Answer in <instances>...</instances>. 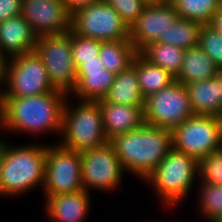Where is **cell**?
I'll use <instances>...</instances> for the list:
<instances>
[{"instance_id": "1", "label": "cell", "mask_w": 222, "mask_h": 222, "mask_svg": "<svg viewBox=\"0 0 222 222\" xmlns=\"http://www.w3.org/2000/svg\"><path fill=\"white\" fill-rule=\"evenodd\" d=\"M67 96L65 92L53 90L29 97L2 98V128L13 133L60 135Z\"/></svg>"}, {"instance_id": "2", "label": "cell", "mask_w": 222, "mask_h": 222, "mask_svg": "<svg viewBox=\"0 0 222 222\" xmlns=\"http://www.w3.org/2000/svg\"><path fill=\"white\" fill-rule=\"evenodd\" d=\"M109 142L123 169L144 181L172 148V130L144 124Z\"/></svg>"}, {"instance_id": "3", "label": "cell", "mask_w": 222, "mask_h": 222, "mask_svg": "<svg viewBox=\"0 0 222 222\" xmlns=\"http://www.w3.org/2000/svg\"><path fill=\"white\" fill-rule=\"evenodd\" d=\"M45 145L10 146L2 140L0 162V196L26 194L36 186H44Z\"/></svg>"}, {"instance_id": "4", "label": "cell", "mask_w": 222, "mask_h": 222, "mask_svg": "<svg viewBox=\"0 0 222 222\" xmlns=\"http://www.w3.org/2000/svg\"><path fill=\"white\" fill-rule=\"evenodd\" d=\"M66 99L63 108L62 147L83 152L104 145L109 140L104 131L102 112L98 101L80 100L71 107ZM74 108V109H73Z\"/></svg>"}, {"instance_id": "5", "label": "cell", "mask_w": 222, "mask_h": 222, "mask_svg": "<svg viewBox=\"0 0 222 222\" xmlns=\"http://www.w3.org/2000/svg\"><path fill=\"white\" fill-rule=\"evenodd\" d=\"M195 175H198V160L172 147L144 182L155 189L165 206L174 208L192 189Z\"/></svg>"}, {"instance_id": "6", "label": "cell", "mask_w": 222, "mask_h": 222, "mask_svg": "<svg viewBox=\"0 0 222 222\" xmlns=\"http://www.w3.org/2000/svg\"><path fill=\"white\" fill-rule=\"evenodd\" d=\"M70 30L99 41L129 40L130 27L104 0L71 13Z\"/></svg>"}, {"instance_id": "7", "label": "cell", "mask_w": 222, "mask_h": 222, "mask_svg": "<svg viewBox=\"0 0 222 222\" xmlns=\"http://www.w3.org/2000/svg\"><path fill=\"white\" fill-rule=\"evenodd\" d=\"M172 147L198 161L222 148V119L194 115L172 130Z\"/></svg>"}, {"instance_id": "8", "label": "cell", "mask_w": 222, "mask_h": 222, "mask_svg": "<svg viewBox=\"0 0 222 222\" xmlns=\"http://www.w3.org/2000/svg\"><path fill=\"white\" fill-rule=\"evenodd\" d=\"M5 85L2 98L29 97L57 90L35 51L7 59Z\"/></svg>"}, {"instance_id": "9", "label": "cell", "mask_w": 222, "mask_h": 222, "mask_svg": "<svg viewBox=\"0 0 222 222\" xmlns=\"http://www.w3.org/2000/svg\"><path fill=\"white\" fill-rule=\"evenodd\" d=\"M194 115L186 86L180 81L145 98V124L173 130Z\"/></svg>"}, {"instance_id": "10", "label": "cell", "mask_w": 222, "mask_h": 222, "mask_svg": "<svg viewBox=\"0 0 222 222\" xmlns=\"http://www.w3.org/2000/svg\"><path fill=\"white\" fill-rule=\"evenodd\" d=\"M35 52L43 60L51 84L69 95L77 81L71 53V30L61 35L37 37Z\"/></svg>"}, {"instance_id": "11", "label": "cell", "mask_w": 222, "mask_h": 222, "mask_svg": "<svg viewBox=\"0 0 222 222\" xmlns=\"http://www.w3.org/2000/svg\"><path fill=\"white\" fill-rule=\"evenodd\" d=\"M43 189L46 198L83 189L80 152L48 145Z\"/></svg>"}, {"instance_id": "12", "label": "cell", "mask_w": 222, "mask_h": 222, "mask_svg": "<svg viewBox=\"0 0 222 222\" xmlns=\"http://www.w3.org/2000/svg\"><path fill=\"white\" fill-rule=\"evenodd\" d=\"M80 154L83 189L114 192L123 180L124 169L112 144L108 141Z\"/></svg>"}, {"instance_id": "13", "label": "cell", "mask_w": 222, "mask_h": 222, "mask_svg": "<svg viewBox=\"0 0 222 222\" xmlns=\"http://www.w3.org/2000/svg\"><path fill=\"white\" fill-rule=\"evenodd\" d=\"M21 15L38 37L61 35L70 30L71 14L64 0H25Z\"/></svg>"}, {"instance_id": "14", "label": "cell", "mask_w": 222, "mask_h": 222, "mask_svg": "<svg viewBox=\"0 0 222 222\" xmlns=\"http://www.w3.org/2000/svg\"><path fill=\"white\" fill-rule=\"evenodd\" d=\"M178 15L170 1L147 3L138 19L130 26L129 40L140 52L151 42L165 35Z\"/></svg>"}, {"instance_id": "15", "label": "cell", "mask_w": 222, "mask_h": 222, "mask_svg": "<svg viewBox=\"0 0 222 222\" xmlns=\"http://www.w3.org/2000/svg\"><path fill=\"white\" fill-rule=\"evenodd\" d=\"M115 74L105 70L99 57L87 61L77 69V81L74 89L69 94L79 100L97 101L103 99L112 84Z\"/></svg>"}, {"instance_id": "16", "label": "cell", "mask_w": 222, "mask_h": 222, "mask_svg": "<svg viewBox=\"0 0 222 222\" xmlns=\"http://www.w3.org/2000/svg\"><path fill=\"white\" fill-rule=\"evenodd\" d=\"M37 37L21 14L0 22V52L7 59L35 51Z\"/></svg>"}, {"instance_id": "17", "label": "cell", "mask_w": 222, "mask_h": 222, "mask_svg": "<svg viewBox=\"0 0 222 222\" xmlns=\"http://www.w3.org/2000/svg\"><path fill=\"white\" fill-rule=\"evenodd\" d=\"M97 101L102 112L104 131L108 140L145 124L144 106L111 103L103 99Z\"/></svg>"}, {"instance_id": "18", "label": "cell", "mask_w": 222, "mask_h": 222, "mask_svg": "<svg viewBox=\"0 0 222 222\" xmlns=\"http://www.w3.org/2000/svg\"><path fill=\"white\" fill-rule=\"evenodd\" d=\"M90 192H76L46 198L45 209L52 222H83L90 210Z\"/></svg>"}, {"instance_id": "19", "label": "cell", "mask_w": 222, "mask_h": 222, "mask_svg": "<svg viewBox=\"0 0 222 222\" xmlns=\"http://www.w3.org/2000/svg\"><path fill=\"white\" fill-rule=\"evenodd\" d=\"M185 86L195 115H215L221 119L222 72Z\"/></svg>"}, {"instance_id": "20", "label": "cell", "mask_w": 222, "mask_h": 222, "mask_svg": "<svg viewBox=\"0 0 222 222\" xmlns=\"http://www.w3.org/2000/svg\"><path fill=\"white\" fill-rule=\"evenodd\" d=\"M220 72L219 68L198 45L185 49L181 70L175 80L186 85L195 81L208 80Z\"/></svg>"}, {"instance_id": "21", "label": "cell", "mask_w": 222, "mask_h": 222, "mask_svg": "<svg viewBox=\"0 0 222 222\" xmlns=\"http://www.w3.org/2000/svg\"><path fill=\"white\" fill-rule=\"evenodd\" d=\"M103 100L130 106H144L145 98L141 94L136 70L132 65L115 75L114 83Z\"/></svg>"}, {"instance_id": "22", "label": "cell", "mask_w": 222, "mask_h": 222, "mask_svg": "<svg viewBox=\"0 0 222 222\" xmlns=\"http://www.w3.org/2000/svg\"><path fill=\"white\" fill-rule=\"evenodd\" d=\"M131 65L136 70L139 88L144 98L175 81V77L167 70L152 64L140 52L136 54Z\"/></svg>"}, {"instance_id": "23", "label": "cell", "mask_w": 222, "mask_h": 222, "mask_svg": "<svg viewBox=\"0 0 222 222\" xmlns=\"http://www.w3.org/2000/svg\"><path fill=\"white\" fill-rule=\"evenodd\" d=\"M138 51L130 40L101 41L99 59L105 70L119 74L127 69Z\"/></svg>"}, {"instance_id": "24", "label": "cell", "mask_w": 222, "mask_h": 222, "mask_svg": "<svg viewBox=\"0 0 222 222\" xmlns=\"http://www.w3.org/2000/svg\"><path fill=\"white\" fill-rule=\"evenodd\" d=\"M140 53L152 64L167 70L176 78L181 70L185 49L171 44L151 42Z\"/></svg>"}, {"instance_id": "25", "label": "cell", "mask_w": 222, "mask_h": 222, "mask_svg": "<svg viewBox=\"0 0 222 222\" xmlns=\"http://www.w3.org/2000/svg\"><path fill=\"white\" fill-rule=\"evenodd\" d=\"M201 27L202 25L198 22L177 17V19L170 24L165 35H161L157 42L161 44H171L183 49L198 46Z\"/></svg>"}, {"instance_id": "26", "label": "cell", "mask_w": 222, "mask_h": 222, "mask_svg": "<svg viewBox=\"0 0 222 222\" xmlns=\"http://www.w3.org/2000/svg\"><path fill=\"white\" fill-rule=\"evenodd\" d=\"M170 3L178 17L201 25H210L213 17L222 7V0H171Z\"/></svg>"}, {"instance_id": "27", "label": "cell", "mask_w": 222, "mask_h": 222, "mask_svg": "<svg viewBox=\"0 0 222 222\" xmlns=\"http://www.w3.org/2000/svg\"><path fill=\"white\" fill-rule=\"evenodd\" d=\"M199 187L201 216L207 222H214L222 215V186L201 182Z\"/></svg>"}, {"instance_id": "28", "label": "cell", "mask_w": 222, "mask_h": 222, "mask_svg": "<svg viewBox=\"0 0 222 222\" xmlns=\"http://www.w3.org/2000/svg\"><path fill=\"white\" fill-rule=\"evenodd\" d=\"M100 47L101 41L80 36L71 31V53L76 69L87 61L96 60Z\"/></svg>"}, {"instance_id": "29", "label": "cell", "mask_w": 222, "mask_h": 222, "mask_svg": "<svg viewBox=\"0 0 222 222\" xmlns=\"http://www.w3.org/2000/svg\"><path fill=\"white\" fill-rule=\"evenodd\" d=\"M199 46L222 72V36L211 25H202Z\"/></svg>"}, {"instance_id": "30", "label": "cell", "mask_w": 222, "mask_h": 222, "mask_svg": "<svg viewBox=\"0 0 222 222\" xmlns=\"http://www.w3.org/2000/svg\"><path fill=\"white\" fill-rule=\"evenodd\" d=\"M197 177L200 182L222 186V149L198 161Z\"/></svg>"}, {"instance_id": "31", "label": "cell", "mask_w": 222, "mask_h": 222, "mask_svg": "<svg viewBox=\"0 0 222 222\" xmlns=\"http://www.w3.org/2000/svg\"><path fill=\"white\" fill-rule=\"evenodd\" d=\"M113 7L130 27L147 5L145 0H104Z\"/></svg>"}, {"instance_id": "32", "label": "cell", "mask_w": 222, "mask_h": 222, "mask_svg": "<svg viewBox=\"0 0 222 222\" xmlns=\"http://www.w3.org/2000/svg\"><path fill=\"white\" fill-rule=\"evenodd\" d=\"M22 0H0V22L21 14Z\"/></svg>"}, {"instance_id": "33", "label": "cell", "mask_w": 222, "mask_h": 222, "mask_svg": "<svg viewBox=\"0 0 222 222\" xmlns=\"http://www.w3.org/2000/svg\"><path fill=\"white\" fill-rule=\"evenodd\" d=\"M97 1L101 0H64V3L68 12L71 14L74 11L90 4L96 3Z\"/></svg>"}, {"instance_id": "34", "label": "cell", "mask_w": 222, "mask_h": 222, "mask_svg": "<svg viewBox=\"0 0 222 222\" xmlns=\"http://www.w3.org/2000/svg\"><path fill=\"white\" fill-rule=\"evenodd\" d=\"M6 63L7 58L0 52V86L5 84V75H6ZM3 85L0 87V94H2Z\"/></svg>"}, {"instance_id": "35", "label": "cell", "mask_w": 222, "mask_h": 222, "mask_svg": "<svg viewBox=\"0 0 222 222\" xmlns=\"http://www.w3.org/2000/svg\"><path fill=\"white\" fill-rule=\"evenodd\" d=\"M210 25L222 36V7L213 17Z\"/></svg>"}, {"instance_id": "36", "label": "cell", "mask_w": 222, "mask_h": 222, "mask_svg": "<svg viewBox=\"0 0 222 222\" xmlns=\"http://www.w3.org/2000/svg\"><path fill=\"white\" fill-rule=\"evenodd\" d=\"M3 127V115H2V94H0V128ZM2 141V140H0Z\"/></svg>"}, {"instance_id": "37", "label": "cell", "mask_w": 222, "mask_h": 222, "mask_svg": "<svg viewBox=\"0 0 222 222\" xmlns=\"http://www.w3.org/2000/svg\"><path fill=\"white\" fill-rule=\"evenodd\" d=\"M147 3L166 2L168 0H145Z\"/></svg>"}, {"instance_id": "38", "label": "cell", "mask_w": 222, "mask_h": 222, "mask_svg": "<svg viewBox=\"0 0 222 222\" xmlns=\"http://www.w3.org/2000/svg\"><path fill=\"white\" fill-rule=\"evenodd\" d=\"M214 222H222V215L219 218H217Z\"/></svg>"}, {"instance_id": "39", "label": "cell", "mask_w": 222, "mask_h": 222, "mask_svg": "<svg viewBox=\"0 0 222 222\" xmlns=\"http://www.w3.org/2000/svg\"><path fill=\"white\" fill-rule=\"evenodd\" d=\"M1 149H2V141H0V162H1Z\"/></svg>"}, {"instance_id": "40", "label": "cell", "mask_w": 222, "mask_h": 222, "mask_svg": "<svg viewBox=\"0 0 222 222\" xmlns=\"http://www.w3.org/2000/svg\"><path fill=\"white\" fill-rule=\"evenodd\" d=\"M221 119H222V102H221Z\"/></svg>"}]
</instances>
